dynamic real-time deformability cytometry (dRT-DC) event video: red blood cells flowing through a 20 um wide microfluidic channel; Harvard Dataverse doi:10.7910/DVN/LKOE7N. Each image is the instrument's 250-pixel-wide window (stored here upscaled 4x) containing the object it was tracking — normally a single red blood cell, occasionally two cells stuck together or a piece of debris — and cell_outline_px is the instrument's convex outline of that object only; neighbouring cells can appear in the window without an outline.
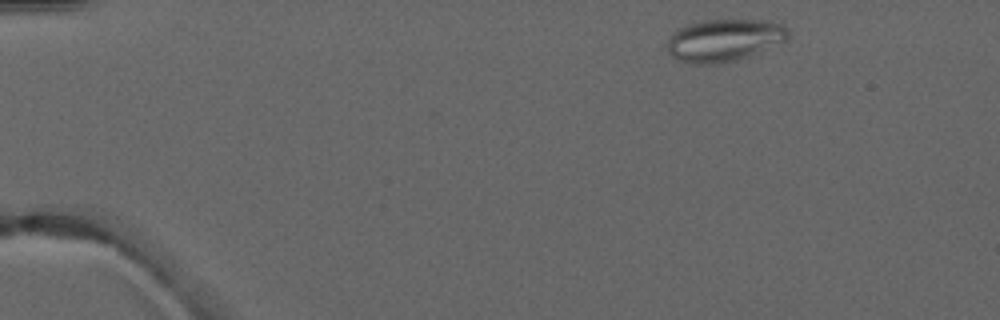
{"species": "common noctule bat (a hibernating species)", "species_latin": "Nyctalus noctula", "temperature_condition": "warm", "stored_images_in_passage": 4, "camera_frame_rate_fps": 3000, "um_per_image_px": 0.085, "animal": {"sex": "male", "forearm_length_mm": 52.5}, "frame": {"image": 1, "passage_image": 1, "time_ms": 0.0, "image_size_px": [1000, 320], "cell_outline_px": [[788, 36], [784, 40], [748, 56], [736, 60], [716, 64], [696, 64], [680, 60], [672, 56], [668, 52], [668, 40], [672, 32], [688, 24], [704, 20], [764, 20], [784, 24], [788, 32]], "centroid_in_image_um": [61.52, 3.41], "position_along_channel_um": 23.5, "area_um2": 29.42}}